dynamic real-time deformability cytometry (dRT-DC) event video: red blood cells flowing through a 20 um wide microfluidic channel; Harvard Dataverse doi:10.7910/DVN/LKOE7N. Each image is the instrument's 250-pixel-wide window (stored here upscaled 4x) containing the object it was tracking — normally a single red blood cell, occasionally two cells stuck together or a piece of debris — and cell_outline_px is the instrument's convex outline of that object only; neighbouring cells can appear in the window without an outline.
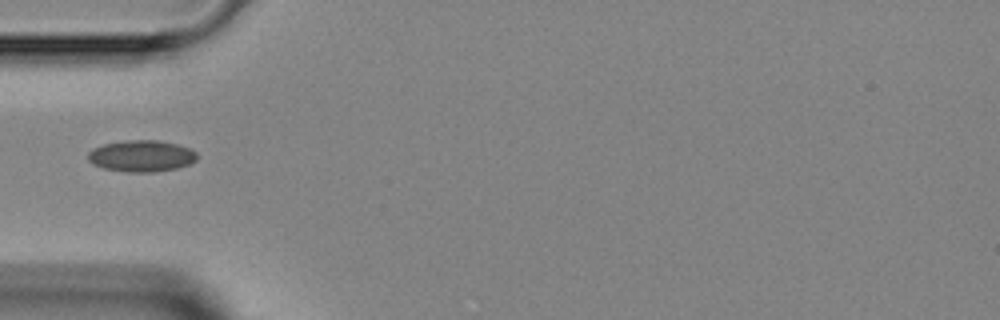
{"species": "Egyptian fruit bat (a non-hibernating species)", "species_latin": "Rousettus aegyptiacus", "temperature_condition": "room temperature", "stored_images_in_passage": 4, "camera_frame_rate_fps": 3000, "um_per_image_px": 0.085, "animal": {"sex": "female"}, "frame": {"image": 1, "passage_image": 4, "time_ms": 3.333, "image_size_px": [1000, 320], "cell_outline_px": [[196, 160], [188, 164], [176, 168], [152, 172], [128, 172], [104, 168], [92, 164], [88, 160], [88, 152], [92, 148], [104, 144], [128, 140], [156, 140], [176, 144], [192, 148], [196, 152]], "centroid_in_image_um": [12.01, 13.25], "position_along_channel_um": 73.0, "area_um2": 19.94}}